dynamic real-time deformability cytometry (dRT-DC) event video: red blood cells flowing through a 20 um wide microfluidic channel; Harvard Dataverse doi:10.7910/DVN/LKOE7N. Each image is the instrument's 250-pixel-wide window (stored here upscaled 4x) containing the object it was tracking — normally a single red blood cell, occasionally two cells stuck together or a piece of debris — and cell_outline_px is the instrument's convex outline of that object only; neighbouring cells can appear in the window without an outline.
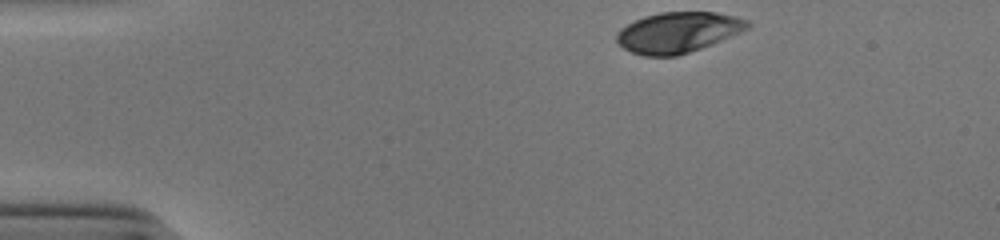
{"species": "human", "species_latin": "Homo sapiens", "temperature_condition": "cold", "stored_images_in_passage": 35, "camera_frame_rate_fps": 3000, "um_per_image_px": 0.085, "donor": {"sex": "male"}, "frame": {"image": 1, "passage_image": 1, "time_ms": 0.0, "image_size_px": [1000, 240], "cell_outline_px": [[752, 24], [748, 28], [740, 32], [712, 44], [676, 56], [644, 56], [632, 52], [624, 48], [616, 40], [616, 32], [620, 28], [644, 16], [660, 12], [716, 12], [736, 16], [748, 20]], "centroid_in_image_um": [57.63, 2.74], "position_along_channel_um": 27.4, "area_um2": 30.87}}
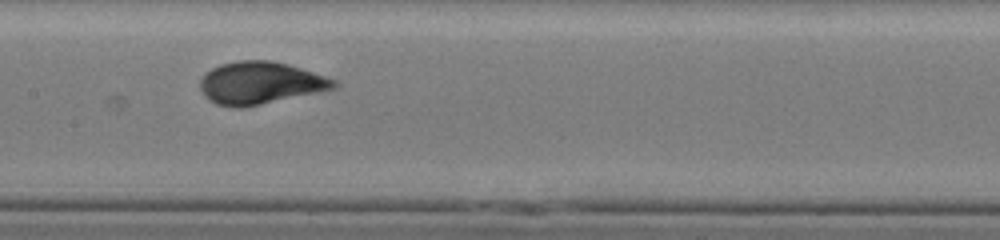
{"frame": {"image": 2, "passage_image": 19, "time_ms": 6.0, "image_size_px": [1000, 240], "cell_outline_px": [[336, 88], [260, 104], [240, 108], [236, 108], [216, 104], [208, 100], [204, 96], [200, 88], [200, 80], [204, 72], [220, 64], [240, 60], [268, 60], [300, 68], [336, 80]], "centroid_in_image_um": [22.04, 7.05], "position_along_channel_um": 185.4, "area_um2": 32.66}}
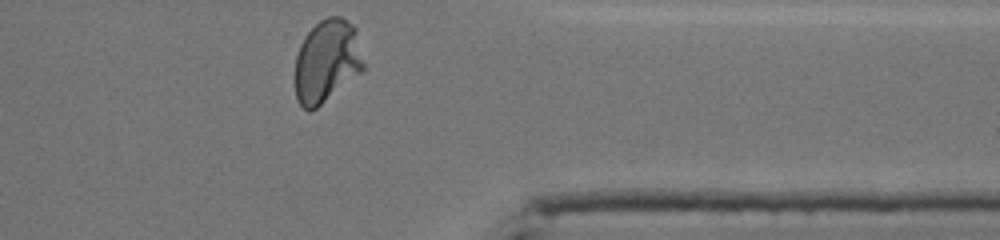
{"frame": {"image": 3, "passage_image": 35, "time_ms": 11.333, "image_size_px": [1000, 240], "cell_outline_px": [[364, 68], [360, 72], [316, 108], [308, 112], [296, 100], [296, 56], [300, 44], [304, 36], [320, 20], [328, 16], [340, 16], [352, 24], [356, 28], [364, 64]], "centroid_in_image_um": [27.77, 5.17], "position_along_channel_um": 383.6, "area_um2": 32.77}, "authors_computed_cell_mechanics": {"area_um2": 32.0212, "velocity_mm_per_s": 3.8826, "shape_relaxation_time_tau1_ms": 3.0732, "shape_relaxation_time_tau2_ms": null, "deformation_change_tau1": 0.1577, "deformation_change_tau2": null}}